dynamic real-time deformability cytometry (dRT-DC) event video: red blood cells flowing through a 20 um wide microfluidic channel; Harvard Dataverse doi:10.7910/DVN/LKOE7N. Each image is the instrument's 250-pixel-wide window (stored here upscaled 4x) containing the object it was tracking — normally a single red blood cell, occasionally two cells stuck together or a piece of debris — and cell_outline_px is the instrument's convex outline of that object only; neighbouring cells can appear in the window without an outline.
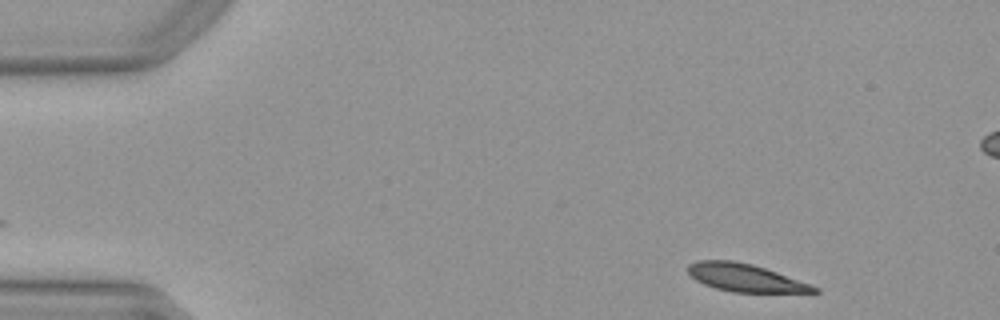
{"species": "Egyptian fruit bat (a non-hibernating species)", "species_latin": "Rousettus aegyptiacus", "temperature_condition": "warm", "stored_images_in_passage": 47, "camera_frame_rate_fps": 3000, "um_per_image_px": 0.085, "animal": {"sex": "female"}, "frame": {"image": 1, "passage_image": 1, "time_ms": 0.0, "image_size_px": [1000, 320], "cell_outline_px": [[820, 292], [732, 292], [716, 288], [704, 284], [696, 280], [688, 272], [688, 264], [696, 260], [732, 260], [752, 264], [776, 272], [820, 288]], "centroid_in_image_um": [63.31, 23.6], "position_along_channel_um": 21.7, "area_um2": 20.11}}
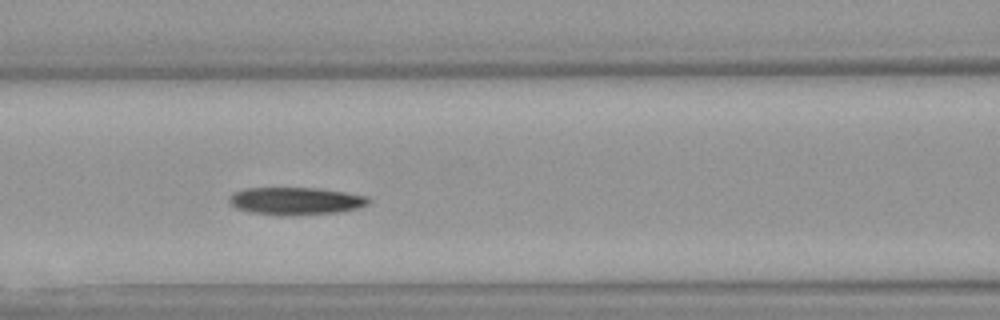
{"frame": {"image": 2, "passage_image": 17, "time_ms": 5.333, "image_size_px": [1000, 320], "cell_outline_px": [[368, 204], [360, 208], [340, 212], [292, 216], [288, 216], [248, 212], [236, 208], [228, 200], [236, 192], [244, 188], [320, 188], [368, 196]], "centroid_in_image_um": [25.17, 17.09], "position_along_channel_um": 141.4, "area_um2": 22.43}}
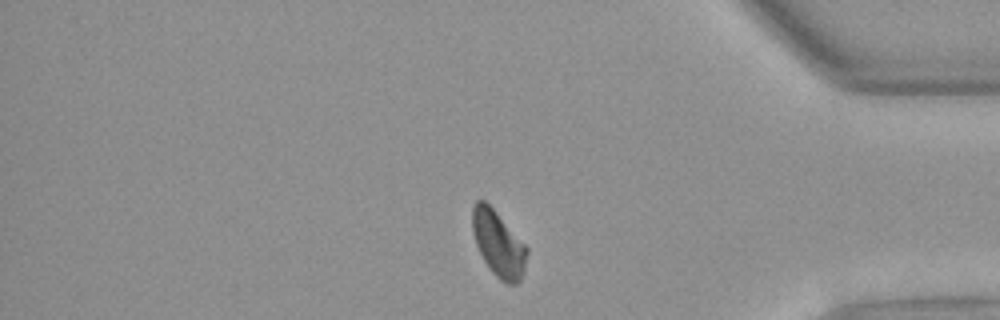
{"frame": {"image": 3, "passage_image": 38, "time_ms": 12.333, "image_size_px": [1000, 320], "cell_outline_px": [[528, 252], [524, 268], [520, 280], [516, 284], [508, 284], [500, 280], [492, 272], [484, 260], [476, 244], [472, 232], [472, 208], [476, 200], [484, 200], [496, 212], [528, 248]], "centroid_in_image_um": [42.35, 20.72], "position_along_channel_um": 392.9, "area_um2": 20.58}, "authors_computed_cell_mechanics": {"area_um2": 21.7906, "velocity_mm_per_s": 3.958, "shape_relaxation_time_tau1_ms": 6.3007, "shape_relaxation_time_tau2_ms": null, "deformation_change_tau1": 0.1689, "deformation_change_tau2": null}}